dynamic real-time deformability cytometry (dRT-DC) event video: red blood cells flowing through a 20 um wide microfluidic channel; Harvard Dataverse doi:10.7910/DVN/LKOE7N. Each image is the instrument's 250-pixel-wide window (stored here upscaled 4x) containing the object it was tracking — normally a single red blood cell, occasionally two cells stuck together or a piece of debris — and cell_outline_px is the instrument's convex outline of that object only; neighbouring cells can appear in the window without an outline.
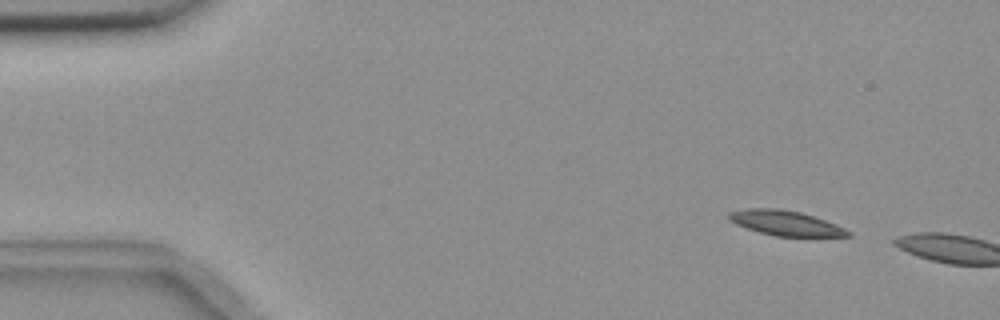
{"species": "common noctule bat (a hibernating species)", "species_latin": "Nyctalus noctula", "temperature_condition": "room temperature", "stored_images_in_passage": 2, "camera_frame_rate_fps": 3000, "um_per_image_px": 0.085, "animal": {"sex": "female", "body_mass_g": 18.4}, "frame": {"image": 1, "passage_image": 1, "time_ms": 0.0, "image_size_px": [1000, 320], "cell_outline_px": [[852, 236], [772, 236], [736, 224], [728, 220], [728, 212], [748, 208], [776, 208], [800, 212], [836, 224], [852, 232]], "centroid_in_image_um": [66.75, 18.96], "position_along_channel_um": 18.2, "area_um2": 17.17}}